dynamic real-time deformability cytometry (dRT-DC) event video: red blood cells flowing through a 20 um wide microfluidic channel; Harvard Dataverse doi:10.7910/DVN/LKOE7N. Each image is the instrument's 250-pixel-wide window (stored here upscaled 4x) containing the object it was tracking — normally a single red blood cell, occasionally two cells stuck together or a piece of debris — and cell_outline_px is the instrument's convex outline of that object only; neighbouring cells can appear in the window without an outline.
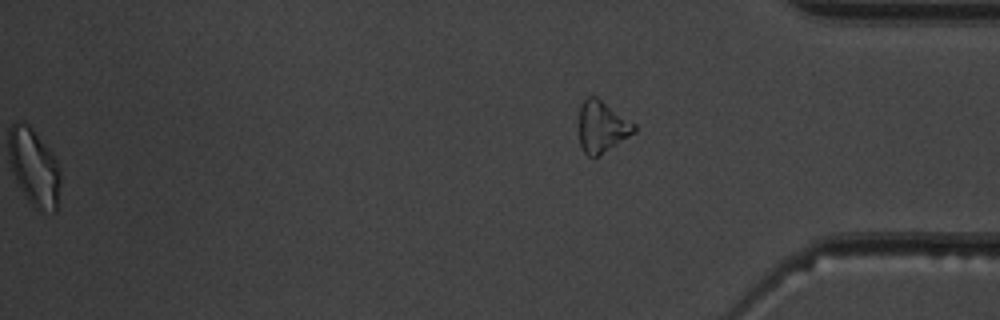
{"species": "common noctule bat (a hibernating species)", "species_latin": "Nyctalus noctula", "temperature_condition": "warm", "stored_images_in_passage": 53, "segment_of_instrument_passage": [2, 2], "camera_frame_rate_fps": 3000, "um_per_image_px": 0.085, "animal": {"sex": "male", "body_mass_g": 19.5, "forearm_length_mm": 54.6}, "frame": {"image": 1, "passage_image": 53, "time_ms": 17.333, "image_size_px": [1000, 320], "cell_outline_px": [[636, 132], [596, 156], [588, 156], [584, 152], [580, 144], [580, 104], [588, 96], [596, 96], [636, 124]], "centroid_in_image_um": [51.17, 10.74], "position_along_channel_um": 384.0, "area_um2": 16.24}}